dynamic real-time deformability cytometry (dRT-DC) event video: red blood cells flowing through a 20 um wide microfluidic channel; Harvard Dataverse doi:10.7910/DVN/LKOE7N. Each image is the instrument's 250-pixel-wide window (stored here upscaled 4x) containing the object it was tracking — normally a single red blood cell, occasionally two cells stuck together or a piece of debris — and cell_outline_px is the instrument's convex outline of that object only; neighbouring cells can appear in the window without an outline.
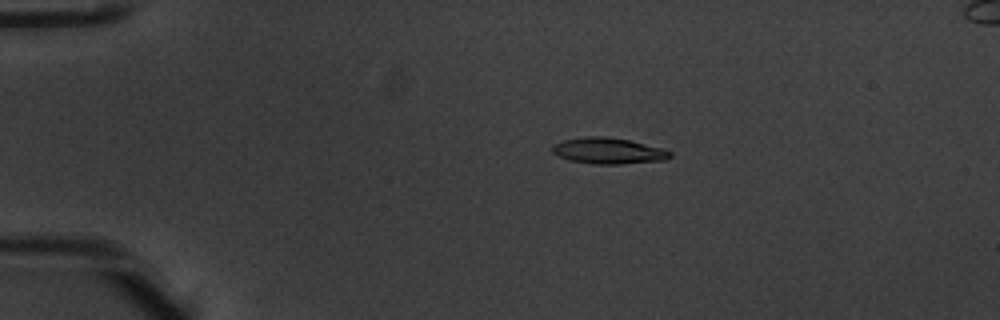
{"species": "common noctule bat (a hibernating species)", "species_latin": "Nyctalus noctula", "temperature_condition": "warm", "stored_images_in_passage": 44, "camera_frame_rate_fps": 3000, "um_per_image_px": 0.085, "animal": {"sex": "male", "body_mass_g": 20.1, "forearm_length_mm": 53.5}, "frame": {"image": 1, "passage_image": 2, "time_ms": 0.333, "image_size_px": [1000, 320], "cell_outline_px": [[672, 156], [668, 160], [620, 164], [592, 164], [568, 160], [552, 152], [552, 144], [564, 140], [588, 136], [604, 136], [628, 140], [660, 148], [672, 152]], "centroid_in_image_um": [51.7, 12.83], "position_along_channel_um": 33.3, "area_um2": 17.86}}
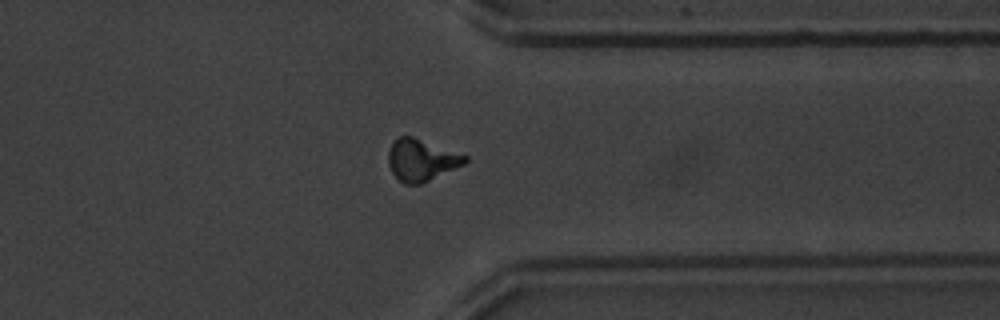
{"frame": {"image": 2, "passage_image": 33, "time_ms": 10.667, "image_size_px": [1000, 320], "cell_outline_px": [[468, 160], [464, 164], [420, 184], [404, 184], [392, 172], [388, 164], [388, 152], [392, 144], [400, 136], [412, 136], [468, 156]], "centroid_in_image_um": [35.81, 13.6], "position_along_channel_um": 375.6, "area_um2": 18.32}}
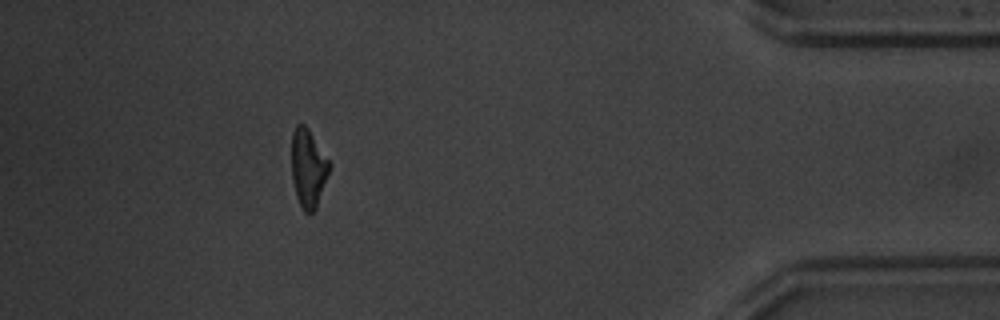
{"frame": {"image": 3, "passage_image": 39, "time_ms": 12.667, "image_size_px": [1000, 320], "cell_outline_px": [[332, 164], [316, 208], [308, 216], [304, 212], [296, 196], [292, 180], [292, 132], [296, 124], [304, 124], [308, 128]], "centroid_in_image_um": [26.2, 14.29], "position_along_channel_um": 409.0, "area_um2": 17.34}, "authors_computed_cell_mechanics": {"area_um2": 17.6579, "velocity_mm_per_s": 3.873, "shape_relaxation_time_tau1_ms": 3.448, "shape_relaxation_time_tau2_ms": 4.4218, "deformation_change_tau1": 0.19, "deformation_change_tau2": 0.1449}}